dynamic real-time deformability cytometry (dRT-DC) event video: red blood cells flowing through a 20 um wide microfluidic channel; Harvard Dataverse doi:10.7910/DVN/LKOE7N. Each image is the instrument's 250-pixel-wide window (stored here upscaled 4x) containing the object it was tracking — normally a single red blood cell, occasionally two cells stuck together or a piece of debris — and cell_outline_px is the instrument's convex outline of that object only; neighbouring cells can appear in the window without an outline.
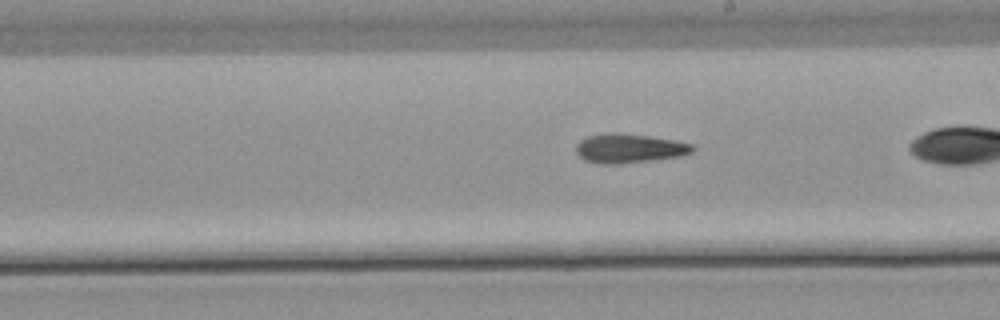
{"species": "common noctule bat (a hibernating species)", "species_latin": "Nyctalus noctula", "temperature_condition": "warm", "stored_images_in_passage": 40, "camera_frame_rate_fps": 3000, "um_per_image_px": 0.085, "animal": {"sex": "male", "body_mass_g": 21.5, "forearm_length_mm": 52.0}, "frame": {"image": 1, "passage_image": 29, "time_ms": 9.333, "image_size_px": [1000, 320], "cell_outline_px": [[696, 148], [692, 152], [676, 156], [620, 164], [600, 164], [584, 160], [576, 152], [576, 144], [580, 140], [588, 136], [604, 132], [620, 132], [648, 136], [672, 140], [692, 144]], "centroid_in_image_um": [53.41, 12.59], "position_along_channel_um": 235.6, "area_um2": 19.71}}